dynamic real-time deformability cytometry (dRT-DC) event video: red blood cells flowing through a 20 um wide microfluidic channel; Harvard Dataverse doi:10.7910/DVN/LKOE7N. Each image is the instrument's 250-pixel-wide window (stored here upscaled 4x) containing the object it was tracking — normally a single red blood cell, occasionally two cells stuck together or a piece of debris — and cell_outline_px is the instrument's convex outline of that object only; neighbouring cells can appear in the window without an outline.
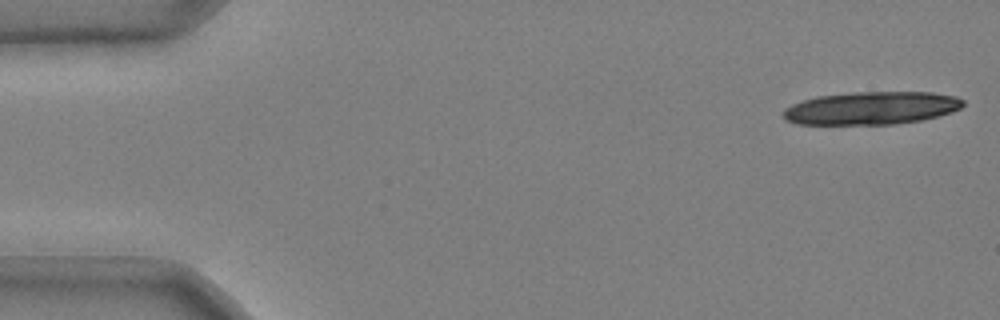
{"species": "common noctule bat (a hibernating species)", "species_latin": "Nyctalus noctula", "temperature_condition": "cold", "stored_images_in_passage": 17, "camera_frame_rate_fps": 3000, "um_per_image_px": 0.085, "animal": {"sex": "male", "body_mass_g": 20.4}, "frame": {"image": 1, "passage_image": 1, "time_ms": 0.0, "image_size_px": [1000, 320], "cell_outline_px": [[964, 104], [960, 108], [952, 112], [920, 120], [896, 124], [796, 124], [784, 120], [784, 108], [792, 104], [816, 96], [852, 92], [932, 92], [956, 96], [964, 100]], "centroid_in_image_um": [74.06, 9.18], "position_along_channel_um": 10.9, "area_um2": 34.51}}